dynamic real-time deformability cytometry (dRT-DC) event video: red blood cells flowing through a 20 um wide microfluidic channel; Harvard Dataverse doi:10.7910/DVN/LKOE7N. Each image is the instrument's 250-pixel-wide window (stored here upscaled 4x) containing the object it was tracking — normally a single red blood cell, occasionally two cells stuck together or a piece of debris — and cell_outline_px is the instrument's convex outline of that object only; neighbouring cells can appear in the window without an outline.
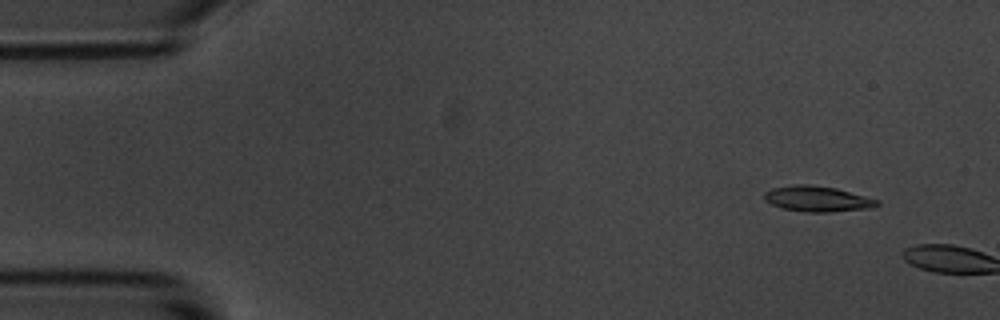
{"species": "common noctule bat (a hibernating species)", "species_latin": "Nyctalus noctula", "temperature_condition": "room temperature", "stored_images_in_passage": 3, "camera_frame_rate_fps": 3000, "um_per_image_px": 0.085, "animal": {"sex": "male", "body_mass_g": 20.1, "forearm_length_mm": 53.5}, "frame": {"image": 1, "passage_image": 2, "time_ms": 1.0, "image_size_px": [1000, 320], "cell_outline_px": [[880, 204], [872, 208], [832, 212], [808, 212], [784, 208], [772, 204], [764, 200], [764, 192], [772, 188], [792, 184], [808, 184], [836, 188], [880, 200]], "centroid_in_image_um": [69.5, 16.9], "position_along_channel_um": 15.5, "area_um2": 16.88}}